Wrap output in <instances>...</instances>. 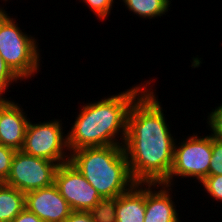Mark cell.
<instances>
[{"label": "cell", "instance_id": "cell-1", "mask_svg": "<svg viewBox=\"0 0 222 222\" xmlns=\"http://www.w3.org/2000/svg\"><path fill=\"white\" fill-rule=\"evenodd\" d=\"M154 89L150 85L134 101L127 118L123 148L136 183H163L173 164L176 137Z\"/></svg>", "mask_w": 222, "mask_h": 222}, {"label": "cell", "instance_id": "cell-2", "mask_svg": "<svg viewBox=\"0 0 222 222\" xmlns=\"http://www.w3.org/2000/svg\"><path fill=\"white\" fill-rule=\"evenodd\" d=\"M153 81L146 80L125 91L83 103L67 130L69 152L88 147L123 146L131 105Z\"/></svg>", "mask_w": 222, "mask_h": 222}, {"label": "cell", "instance_id": "cell-3", "mask_svg": "<svg viewBox=\"0 0 222 222\" xmlns=\"http://www.w3.org/2000/svg\"><path fill=\"white\" fill-rule=\"evenodd\" d=\"M69 162L101 197H118L136 183L130 174L123 146L78 149L70 153Z\"/></svg>", "mask_w": 222, "mask_h": 222}, {"label": "cell", "instance_id": "cell-4", "mask_svg": "<svg viewBox=\"0 0 222 222\" xmlns=\"http://www.w3.org/2000/svg\"><path fill=\"white\" fill-rule=\"evenodd\" d=\"M0 14V55L9 68L26 83L41 72L42 49L35 35L21 29L13 14ZM9 14V15H8ZM24 32H23V31ZM41 49V50H40Z\"/></svg>", "mask_w": 222, "mask_h": 222}, {"label": "cell", "instance_id": "cell-5", "mask_svg": "<svg viewBox=\"0 0 222 222\" xmlns=\"http://www.w3.org/2000/svg\"><path fill=\"white\" fill-rule=\"evenodd\" d=\"M202 135V136H201ZM197 132L188 134L181 140L176 138L174 145L173 164L169 177L163 184L175 186L178 178L202 182L209 176V167L212 156V135ZM178 140V141H177ZM177 179V180H175ZM176 181V182H175Z\"/></svg>", "mask_w": 222, "mask_h": 222}, {"label": "cell", "instance_id": "cell-6", "mask_svg": "<svg viewBox=\"0 0 222 222\" xmlns=\"http://www.w3.org/2000/svg\"><path fill=\"white\" fill-rule=\"evenodd\" d=\"M29 121L24 145V153L41 157L59 165L69 162L70 152L67 145V132L62 119H49L46 121ZM64 126V127H63ZM64 130V131H63Z\"/></svg>", "mask_w": 222, "mask_h": 222}, {"label": "cell", "instance_id": "cell-7", "mask_svg": "<svg viewBox=\"0 0 222 222\" xmlns=\"http://www.w3.org/2000/svg\"><path fill=\"white\" fill-rule=\"evenodd\" d=\"M58 163L16 151L7 179L3 182L23 193L54 184Z\"/></svg>", "mask_w": 222, "mask_h": 222}, {"label": "cell", "instance_id": "cell-8", "mask_svg": "<svg viewBox=\"0 0 222 222\" xmlns=\"http://www.w3.org/2000/svg\"><path fill=\"white\" fill-rule=\"evenodd\" d=\"M54 184L73 211H90L102 198L70 162L59 165Z\"/></svg>", "mask_w": 222, "mask_h": 222}, {"label": "cell", "instance_id": "cell-9", "mask_svg": "<svg viewBox=\"0 0 222 222\" xmlns=\"http://www.w3.org/2000/svg\"><path fill=\"white\" fill-rule=\"evenodd\" d=\"M25 208L44 222H64L73 211L55 184L25 193Z\"/></svg>", "mask_w": 222, "mask_h": 222}, {"label": "cell", "instance_id": "cell-10", "mask_svg": "<svg viewBox=\"0 0 222 222\" xmlns=\"http://www.w3.org/2000/svg\"><path fill=\"white\" fill-rule=\"evenodd\" d=\"M22 107L15 99L12 100L11 96L0 97V144L16 151L23 148L30 121L28 112Z\"/></svg>", "mask_w": 222, "mask_h": 222}, {"label": "cell", "instance_id": "cell-11", "mask_svg": "<svg viewBox=\"0 0 222 222\" xmlns=\"http://www.w3.org/2000/svg\"><path fill=\"white\" fill-rule=\"evenodd\" d=\"M173 188L163 183H145L144 222H181Z\"/></svg>", "mask_w": 222, "mask_h": 222}, {"label": "cell", "instance_id": "cell-12", "mask_svg": "<svg viewBox=\"0 0 222 222\" xmlns=\"http://www.w3.org/2000/svg\"><path fill=\"white\" fill-rule=\"evenodd\" d=\"M145 183H135L116 199V222H144Z\"/></svg>", "mask_w": 222, "mask_h": 222}, {"label": "cell", "instance_id": "cell-13", "mask_svg": "<svg viewBox=\"0 0 222 222\" xmlns=\"http://www.w3.org/2000/svg\"><path fill=\"white\" fill-rule=\"evenodd\" d=\"M25 208V193L0 183V222H12Z\"/></svg>", "mask_w": 222, "mask_h": 222}, {"label": "cell", "instance_id": "cell-14", "mask_svg": "<svg viewBox=\"0 0 222 222\" xmlns=\"http://www.w3.org/2000/svg\"><path fill=\"white\" fill-rule=\"evenodd\" d=\"M125 5L126 10L141 17L142 19L153 20L158 17L161 18L165 13L168 14L171 8L172 0H119Z\"/></svg>", "mask_w": 222, "mask_h": 222}, {"label": "cell", "instance_id": "cell-15", "mask_svg": "<svg viewBox=\"0 0 222 222\" xmlns=\"http://www.w3.org/2000/svg\"><path fill=\"white\" fill-rule=\"evenodd\" d=\"M117 197H102L89 211L94 222H116Z\"/></svg>", "mask_w": 222, "mask_h": 222}, {"label": "cell", "instance_id": "cell-16", "mask_svg": "<svg viewBox=\"0 0 222 222\" xmlns=\"http://www.w3.org/2000/svg\"><path fill=\"white\" fill-rule=\"evenodd\" d=\"M202 191L204 190L210 200L216 203H222V175H209L199 183Z\"/></svg>", "mask_w": 222, "mask_h": 222}, {"label": "cell", "instance_id": "cell-17", "mask_svg": "<svg viewBox=\"0 0 222 222\" xmlns=\"http://www.w3.org/2000/svg\"><path fill=\"white\" fill-rule=\"evenodd\" d=\"M79 2L84 3L85 7H89L88 9L97 17V20H101L102 22L111 15V11L115 5V0H79Z\"/></svg>", "mask_w": 222, "mask_h": 222}, {"label": "cell", "instance_id": "cell-18", "mask_svg": "<svg viewBox=\"0 0 222 222\" xmlns=\"http://www.w3.org/2000/svg\"><path fill=\"white\" fill-rule=\"evenodd\" d=\"M20 83L22 80L9 68V66L4 62V59L0 55V97H7L5 94L9 91L8 89L14 84Z\"/></svg>", "mask_w": 222, "mask_h": 222}, {"label": "cell", "instance_id": "cell-19", "mask_svg": "<svg viewBox=\"0 0 222 222\" xmlns=\"http://www.w3.org/2000/svg\"><path fill=\"white\" fill-rule=\"evenodd\" d=\"M219 106H216L215 109L213 108L210 113L208 112V116L206 119V125L208 127V130L210 131V134L217 138L222 140V103L218 104Z\"/></svg>", "mask_w": 222, "mask_h": 222}, {"label": "cell", "instance_id": "cell-20", "mask_svg": "<svg viewBox=\"0 0 222 222\" xmlns=\"http://www.w3.org/2000/svg\"><path fill=\"white\" fill-rule=\"evenodd\" d=\"M209 175H222V140L213 136Z\"/></svg>", "mask_w": 222, "mask_h": 222}, {"label": "cell", "instance_id": "cell-21", "mask_svg": "<svg viewBox=\"0 0 222 222\" xmlns=\"http://www.w3.org/2000/svg\"><path fill=\"white\" fill-rule=\"evenodd\" d=\"M15 153L16 150L0 144V183L7 179Z\"/></svg>", "mask_w": 222, "mask_h": 222}, {"label": "cell", "instance_id": "cell-22", "mask_svg": "<svg viewBox=\"0 0 222 222\" xmlns=\"http://www.w3.org/2000/svg\"><path fill=\"white\" fill-rule=\"evenodd\" d=\"M64 222H94L89 211H72Z\"/></svg>", "mask_w": 222, "mask_h": 222}, {"label": "cell", "instance_id": "cell-23", "mask_svg": "<svg viewBox=\"0 0 222 222\" xmlns=\"http://www.w3.org/2000/svg\"><path fill=\"white\" fill-rule=\"evenodd\" d=\"M12 222H44L39 217H37L34 213L28 211L24 208L14 219Z\"/></svg>", "mask_w": 222, "mask_h": 222}, {"label": "cell", "instance_id": "cell-24", "mask_svg": "<svg viewBox=\"0 0 222 222\" xmlns=\"http://www.w3.org/2000/svg\"><path fill=\"white\" fill-rule=\"evenodd\" d=\"M4 10H5L4 7H2V6L0 5V14H1Z\"/></svg>", "mask_w": 222, "mask_h": 222}]
</instances>
